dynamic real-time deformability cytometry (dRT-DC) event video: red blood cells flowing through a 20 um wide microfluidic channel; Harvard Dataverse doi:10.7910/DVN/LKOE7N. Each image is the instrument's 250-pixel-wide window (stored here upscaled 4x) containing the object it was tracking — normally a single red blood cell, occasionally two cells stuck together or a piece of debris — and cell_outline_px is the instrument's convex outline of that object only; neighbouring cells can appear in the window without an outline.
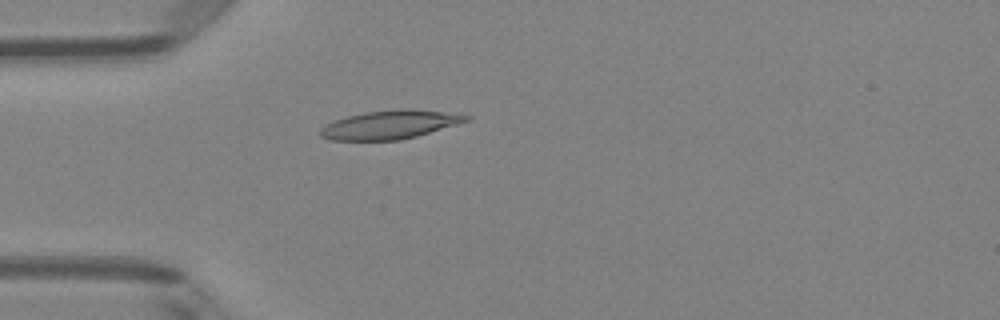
{"species": "Egyptian fruit bat (a non-hibernating species)", "species_latin": "Rousettus aegyptiacus", "temperature_condition": "room temperature", "stored_images_in_passage": 4, "camera_frame_rate_fps": 3000, "um_per_image_px": 0.085, "animal": {"sex": "female"}, "frame": {"image": 1, "passage_image": 4, "time_ms": 1.0, "image_size_px": [1000, 320], "cell_outline_px": [[472, 116], [468, 120], [456, 124], [416, 136], [400, 140], [332, 140], [320, 136], [320, 128], [324, 124], [348, 116], [364, 112], [400, 108], [412, 108], [460, 112]], "centroid_in_image_um": [33.2, 10.57], "position_along_channel_um": 51.8, "area_um2": 24.62}}